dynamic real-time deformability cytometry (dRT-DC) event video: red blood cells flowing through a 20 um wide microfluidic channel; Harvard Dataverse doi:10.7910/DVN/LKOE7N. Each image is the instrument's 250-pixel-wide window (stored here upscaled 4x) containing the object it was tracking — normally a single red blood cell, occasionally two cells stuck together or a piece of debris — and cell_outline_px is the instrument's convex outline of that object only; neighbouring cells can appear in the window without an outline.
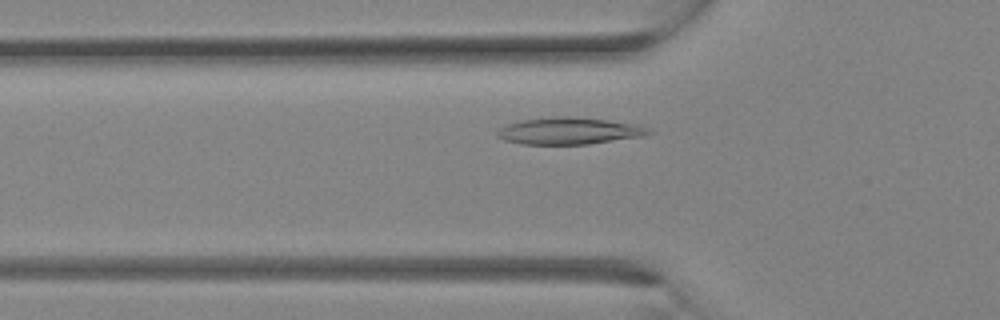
{"species": "Egyptian fruit bat (a non-hibernating species)", "species_latin": "Rousettus aegyptiacus", "temperature_condition": "room temperature", "stored_images_in_passage": 20, "camera_frame_rate_fps": 3000, "um_per_image_px": 0.085, "animal": {"sex": "female"}, "frame": {"image": 1, "passage_image": 7, "time_ms": 2.0, "image_size_px": [1000, 320], "cell_outline_px": [[652, 132], [644, 136], [588, 144], [524, 144], [504, 140], [496, 136], [496, 132], [500, 128], [508, 124], [524, 120], [552, 116], [568, 116], [640, 124], [648, 128]], "centroid_in_image_um": [48.39, 11.13], "position_along_channel_um": 77.4, "area_um2": 23.58}}
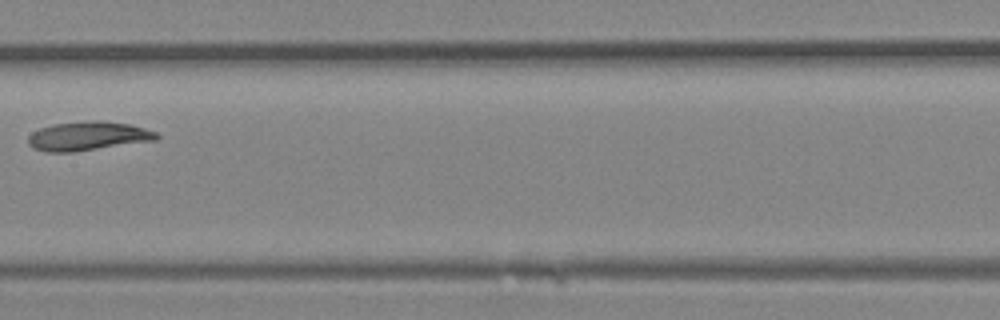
{"frame": {"image": 2, "passage_image": 13, "time_ms": 4.0, "image_size_px": [1000, 320], "cell_outline_px": [[160, 136], [156, 140], [72, 152], [44, 152], [32, 148], [28, 144], [28, 136], [32, 132], [40, 128], [52, 124], [92, 120], [100, 120], [128, 124], [144, 128], [156, 132]], "centroid_in_image_um": [7.43, 11.56], "position_along_channel_um": 200.0, "area_um2": 21.68}}
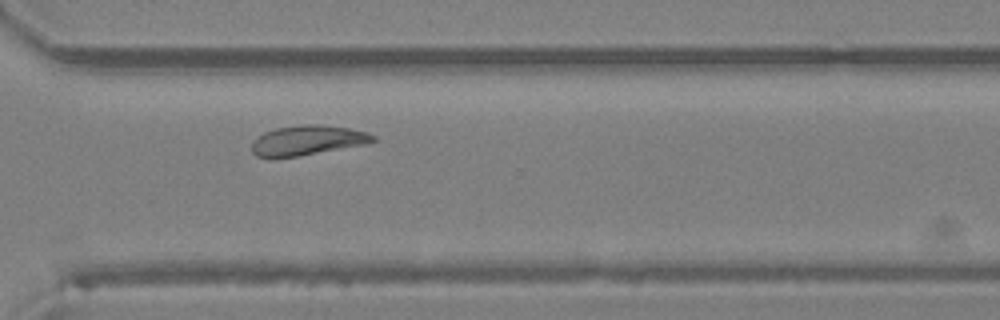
{"frame": {"image": 3, "passage_image": 20, "time_ms": 6.333, "image_size_px": [1000, 320], "cell_outline_px": [[376, 140], [368, 144], [300, 156], [256, 156], [252, 152], [252, 140], [256, 136], [264, 132], [276, 128], [304, 124], [320, 124], [348, 128], [368, 132], [376, 136]], "centroid_in_image_um": [26.17, 11.91], "position_along_channel_um": 344.4, "area_um2": 21.1}}